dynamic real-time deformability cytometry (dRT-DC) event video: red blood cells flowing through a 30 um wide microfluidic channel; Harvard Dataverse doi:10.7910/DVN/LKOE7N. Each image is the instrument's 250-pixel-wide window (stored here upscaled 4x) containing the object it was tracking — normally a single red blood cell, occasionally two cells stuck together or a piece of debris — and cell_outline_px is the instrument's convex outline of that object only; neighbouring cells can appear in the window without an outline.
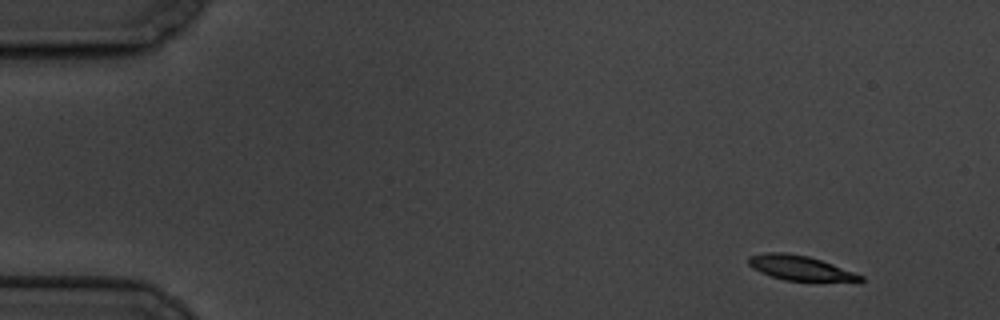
{"species": "common noctule bat (a hibernating species)", "species_latin": "Nyctalus noctula", "temperature_condition": "cold", "stored_images_in_passage": 8, "camera_frame_rate_fps": 3000, "um_per_image_px": 0.085, "animal": {"sex": "male", "body_mass_g": 19.5, "forearm_length_mm": 54.6}, "frame": {"image": 1, "passage_image": 1, "time_ms": 0.0, "image_size_px": [1000, 320], "cell_outline_px": [[864, 280], [860, 284], [784, 280], [760, 272], [752, 268], [748, 264], [748, 256], [764, 252], [784, 252], [808, 256], [832, 264], [864, 276]], "centroid_in_image_um": [68.12, 22.82], "position_along_channel_um": 16.9, "area_um2": 16.82}}
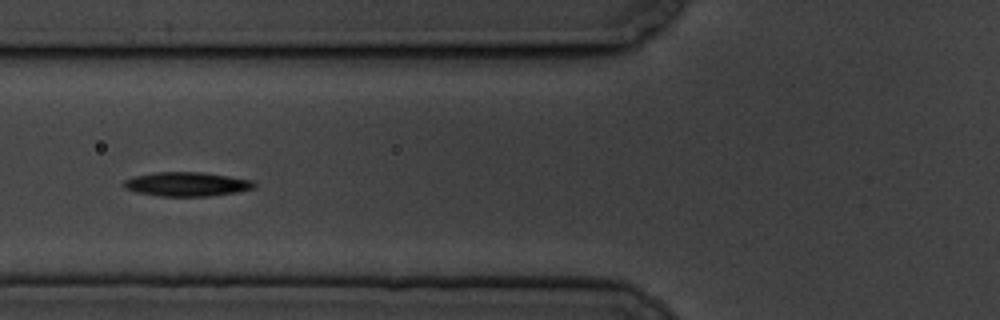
{"frame": {"image": 2, "passage_image": 6, "time_ms": 6.0, "image_size_px": [1000, 320], "cell_outline_px": [[256, 188], [236, 192], [208, 196], [160, 196], [136, 192], [124, 188], [120, 184], [124, 180], [132, 176], [156, 172], [200, 172], [228, 176], [252, 180], [256, 184]], "centroid_in_image_um": [15.83, 15.65], "position_along_channel_um": 110.0, "area_um2": 18.44}}
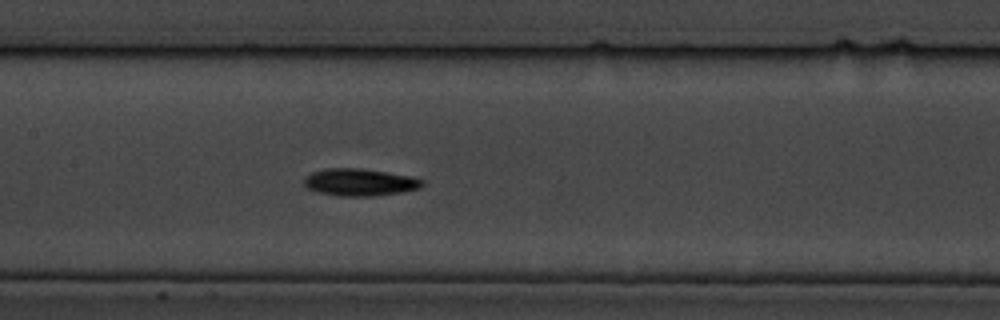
{"frame": {"image": 3, "passage_image": 8, "time_ms": 8.0, "image_size_px": [1000, 320], "cell_outline_px": [[424, 184], [420, 188], [400, 192], [372, 196], [336, 196], [320, 192], [308, 188], [304, 184], [304, 176], [312, 172], [328, 168], [360, 168], [416, 176], [424, 180]], "centroid_in_image_um": [30.61, 15.48], "position_along_channel_um": 176.8, "area_um2": 18.9}}